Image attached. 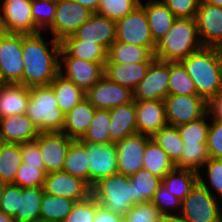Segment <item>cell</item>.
Returning a JSON list of instances; mask_svg holds the SVG:
<instances>
[{
	"label": "cell",
	"instance_id": "6da1fadb",
	"mask_svg": "<svg viewBox=\"0 0 222 222\" xmlns=\"http://www.w3.org/2000/svg\"><path fill=\"white\" fill-rule=\"evenodd\" d=\"M45 36L43 32L22 34V85L28 88L50 85L59 74L61 43Z\"/></svg>",
	"mask_w": 222,
	"mask_h": 222
},
{
	"label": "cell",
	"instance_id": "7a4b0ae2",
	"mask_svg": "<svg viewBox=\"0 0 222 222\" xmlns=\"http://www.w3.org/2000/svg\"><path fill=\"white\" fill-rule=\"evenodd\" d=\"M207 103L222 91V49L202 47L181 61Z\"/></svg>",
	"mask_w": 222,
	"mask_h": 222
},
{
	"label": "cell",
	"instance_id": "3957f363",
	"mask_svg": "<svg viewBox=\"0 0 222 222\" xmlns=\"http://www.w3.org/2000/svg\"><path fill=\"white\" fill-rule=\"evenodd\" d=\"M202 47L195 18H176L156 44L154 56L160 61L181 62Z\"/></svg>",
	"mask_w": 222,
	"mask_h": 222
},
{
	"label": "cell",
	"instance_id": "277c9868",
	"mask_svg": "<svg viewBox=\"0 0 222 222\" xmlns=\"http://www.w3.org/2000/svg\"><path fill=\"white\" fill-rule=\"evenodd\" d=\"M27 116L39 132H62L65 114L59 109L58 101L50 85L30 88Z\"/></svg>",
	"mask_w": 222,
	"mask_h": 222
},
{
	"label": "cell",
	"instance_id": "5b68a950",
	"mask_svg": "<svg viewBox=\"0 0 222 222\" xmlns=\"http://www.w3.org/2000/svg\"><path fill=\"white\" fill-rule=\"evenodd\" d=\"M91 195L104 209L123 217L136 204L133 201V181L121 173L99 179L91 187Z\"/></svg>",
	"mask_w": 222,
	"mask_h": 222
},
{
	"label": "cell",
	"instance_id": "8992f818",
	"mask_svg": "<svg viewBox=\"0 0 222 222\" xmlns=\"http://www.w3.org/2000/svg\"><path fill=\"white\" fill-rule=\"evenodd\" d=\"M221 203L198 182L181 202L178 215L186 222H222Z\"/></svg>",
	"mask_w": 222,
	"mask_h": 222
},
{
	"label": "cell",
	"instance_id": "52a82bcc",
	"mask_svg": "<svg viewBox=\"0 0 222 222\" xmlns=\"http://www.w3.org/2000/svg\"><path fill=\"white\" fill-rule=\"evenodd\" d=\"M92 11L73 0H59L56 2V13L52 25L44 32L56 41L62 42L72 36L76 30L87 21Z\"/></svg>",
	"mask_w": 222,
	"mask_h": 222
},
{
	"label": "cell",
	"instance_id": "ba28073f",
	"mask_svg": "<svg viewBox=\"0 0 222 222\" xmlns=\"http://www.w3.org/2000/svg\"><path fill=\"white\" fill-rule=\"evenodd\" d=\"M59 74L86 93L104 76V66L99 62L85 61L70 56L61 47Z\"/></svg>",
	"mask_w": 222,
	"mask_h": 222
},
{
	"label": "cell",
	"instance_id": "9c48e42d",
	"mask_svg": "<svg viewBox=\"0 0 222 222\" xmlns=\"http://www.w3.org/2000/svg\"><path fill=\"white\" fill-rule=\"evenodd\" d=\"M115 41L141 47H156L145 10L141 5L116 21Z\"/></svg>",
	"mask_w": 222,
	"mask_h": 222
},
{
	"label": "cell",
	"instance_id": "30bf717a",
	"mask_svg": "<svg viewBox=\"0 0 222 222\" xmlns=\"http://www.w3.org/2000/svg\"><path fill=\"white\" fill-rule=\"evenodd\" d=\"M164 102L169 126L187 124L208 112V103L198 95H167Z\"/></svg>",
	"mask_w": 222,
	"mask_h": 222
},
{
	"label": "cell",
	"instance_id": "8fae6325",
	"mask_svg": "<svg viewBox=\"0 0 222 222\" xmlns=\"http://www.w3.org/2000/svg\"><path fill=\"white\" fill-rule=\"evenodd\" d=\"M32 0H0V18L3 32L37 34L31 13Z\"/></svg>",
	"mask_w": 222,
	"mask_h": 222
},
{
	"label": "cell",
	"instance_id": "7c38bea8",
	"mask_svg": "<svg viewBox=\"0 0 222 222\" xmlns=\"http://www.w3.org/2000/svg\"><path fill=\"white\" fill-rule=\"evenodd\" d=\"M24 70L22 34L3 33L0 36V71L6 84H22Z\"/></svg>",
	"mask_w": 222,
	"mask_h": 222
},
{
	"label": "cell",
	"instance_id": "4fadbf2b",
	"mask_svg": "<svg viewBox=\"0 0 222 222\" xmlns=\"http://www.w3.org/2000/svg\"><path fill=\"white\" fill-rule=\"evenodd\" d=\"M170 62L155 59L145 78L133 90L134 100H164L168 95Z\"/></svg>",
	"mask_w": 222,
	"mask_h": 222
},
{
	"label": "cell",
	"instance_id": "5bb4252c",
	"mask_svg": "<svg viewBox=\"0 0 222 222\" xmlns=\"http://www.w3.org/2000/svg\"><path fill=\"white\" fill-rule=\"evenodd\" d=\"M86 147L89 163V186L99 179L118 173L115 143L81 142Z\"/></svg>",
	"mask_w": 222,
	"mask_h": 222
},
{
	"label": "cell",
	"instance_id": "9a60e30c",
	"mask_svg": "<svg viewBox=\"0 0 222 222\" xmlns=\"http://www.w3.org/2000/svg\"><path fill=\"white\" fill-rule=\"evenodd\" d=\"M85 98L99 110H110L134 101L131 89L110 81L105 75L86 92Z\"/></svg>",
	"mask_w": 222,
	"mask_h": 222
},
{
	"label": "cell",
	"instance_id": "2e32d148",
	"mask_svg": "<svg viewBox=\"0 0 222 222\" xmlns=\"http://www.w3.org/2000/svg\"><path fill=\"white\" fill-rule=\"evenodd\" d=\"M115 38L116 21L96 12L72 36L64 40H81L89 43H97L108 51Z\"/></svg>",
	"mask_w": 222,
	"mask_h": 222
},
{
	"label": "cell",
	"instance_id": "e0dca14e",
	"mask_svg": "<svg viewBox=\"0 0 222 222\" xmlns=\"http://www.w3.org/2000/svg\"><path fill=\"white\" fill-rule=\"evenodd\" d=\"M195 20L202 46L222 49V7L201 0Z\"/></svg>",
	"mask_w": 222,
	"mask_h": 222
},
{
	"label": "cell",
	"instance_id": "ac0fdd59",
	"mask_svg": "<svg viewBox=\"0 0 222 222\" xmlns=\"http://www.w3.org/2000/svg\"><path fill=\"white\" fill-rule=\"evenodd\" d=\"M43 188L48 195L66 197L76 202L91 195V187L85 181L64 171L47 173Z\"/></svg>",
	"mask_w": 222,
	"mask_h": 222
},
{
	"label": "cell",
	"instance_id": "d6986e66",
	"mask_svg": "<svg viewBox=\"0 0 222 222\" xmlns=\"http://www.w3.org/2000/svg\"><path fill=\"white\" fill-rule=\"evenodd\" d=\"M150 138L147 135L136 133L115 143L118 173L131 177L143 169L144 149Z\"/></svg>",
	"mask_w": 222,
	"mask_h": 222
},
{
	"label": "cell",
	"instance_id": "ffe728a7",
	"mask_svg": "<svg viewBox=\"0 0 222 222\" xmlns=\"http://www.w3.org/2000/svg\"><path fill=\"white\" fill-rule=\"evenodd\" d=\"M35 140L42 153L46 173L62 171L68 148L74 140L63 132H40Z\"/></svg>",
	"mask_w": 222,
	"mask_h": 222
},
{
	"label": "cell",
	"instance_id": "44dd1931",
	"mask_svg": "<svg viewBox=\"0 0 222 222\" xmlns=\"http://www.w3.org/2000/svg\"><path fill=\"white\" fill-rule=\"evenodd\" d=\"M137 133L152 137L168 125L164 100H135Z\"/></svg>",
	"mask_w": 222,
	"mask_h": 222
},
{
	"label": "cell",
	"instance_id": "7402d4cb",
	"mask_svg": "<svg viewBox=\"0 0 222 222\" xmlns=\"http://www.w3.org/2000/svg\"><path fill=\"white\" fill-rule=\"evenodd\" d=\"M39 133L26 113L0 118L1 143L21 144L34 141Z\"/></svg>",
	"mask_w": 222,
	"mask_h": 222
},
{
	"label": "cell",
	"instance_id": "603a6c76",
	"mask_svg": "<svg viewBox=\"0 0 222 222\" xmlns=\"http://www.w3.org/2000/svg\"><path fill=\"white\" fill-rule=\"evenodd\" d=\"M152 62L117 63L105 62L104 75L113 82L132 91L145 78Z\"/></svg>",
	"mask_w": 222,
	"mask_h": 222
},
{
	"label": "cell",
	"instance_id": "cb8c5ba5",
	"mask_svg": "<svg viewBox=\"0 0 222 222\" xmlns=\"http://www.w3.org/2000/svg\"><path fill=\"white\" fill-rule=\"evenodd\" d=\"M140 5L145 10L152 38L157 44L170 30L177 17L162 0H140Z\"/></svg>",
	"mask_w": 222,
	"mask_h": 222
},
{
	"label": "cell",
	"instance_id": "d4e9b609",
	"mask_svg": "<svg viewBox=\"0 0 222 222\" xmlns=\"http://www.w3.org/2000/svg\"><path fill=\"white\" fill-rule=\"evenodd\" d=\"M110 112V137L113 143L137 133L135 100L115 106Z\"/></svg>",
	"mask_w": 222,
	"mask_h": 222
},
{
	"label": "cell",
	"instance_id": "484cf974",
	"mask_svg": "<svg viewBox=\"0 0 222 222\" xmlns=\"http://www.w3.org/2000/svg\"><path fill=\"white\" fill-rule=\"evenodd\" d=\"M95 111L96 108L84 98L65 114L62 132L72 140H81L91 124Z\"/></svg>",
	"mask_w": 222,
	"mask_h": 222
},
{
	"label": "cell",
	"instance_id": "4316f807",
	"mask_svg": "<svg viewBox=\"0 0 222 222\" xmlns=\"http://www.w3.org/2000/svg\"><path fill=\"white\" fill-rule=\"evenodd\" d=\"M30 100V88L22 84H6L0 87V118L26 113Z\"/></svg>",
	"mask_w": 222,
	"mask_h": 222
},
{
	"label": "cell",
	"instance_id": "83f0119b",
	"mask_svg": "<svg viewBox=\"0 0 222 222\" xmlns=\"http://www.w3.org/2000/svg\"><path fill=\"white\" fill-rule=\"evenodd\" d=\"M155 47H141L114 41L108 51L106 62L117 63H136V62H153Z\"/></svg>",
	"mask_w": 222,
	"mask_h": 222
},
{
	"label": "cell",
	"instance_id": "f1b7e54d",
	"mask_svg": "<svg viewBox=\"0 0 222 222\" xmlns=\"http://www.w3.org/2000/svg\"><path fill=\"white\" fill-rule=\"evenodd\" d=\"M44 193L43 187H20L19 209L13 217L14 222H38Z\"/></svg>",
	"mask_w": 222,
	"mask_h": 222
},
{
	"label": "cell",
	"instance_id": "f546056e",
	"mask_svg": "<svg viewBox=\"0 0 222 222\" xmlns=\"http://www.w3.org/2000/svg\"><path fill=\"white\" fill-rule=\"evenodd\" d=\"M56 95L59 109L67 114L85 98V92L70 80L58 74L50 83Z\"/></svg>",
	"mask_w": 222,
	"mask_h": 222
},
{
	"label": "cell",
	"instance_id": "4dcf8cb0",
	"mask_svg": "<svg viewBox=\"0 0 222 222\" xmlns=\"http://www.w3.org/2000/svg\"><path fill=\"white\" fill-rule=\"evenodd\" d=\"M198 177L195 171L174 168L162 178V184L182 202L198 183Z\"/></svg>",
	"mask_w": 222,
	"mask_h": 222
},
{
	"label": "cell",
	"instance_id": "1f68e13d",
	"mask_svg": "<svg viewBox=\"0 0 222 222\" xmlns=\"http://www.w3.org/2000/svg\"><path fill=\"white\" fill-rule=\"evenodd\" d=\"M175 168L174 163L168 158L167 153L150 138L145 145L143 156V169L163 178Z\"/></svg>",
	"mask_w": 222,
	"mask_h": 222
},
{
	"label": "cell",
	"instance_id": "d6a6232c",
	"mask_svg": "<svg viewBox=\"0 0 222 222\" xmlns=\"http://www.w3.org/2000/svg\"><path fill=\"white\" fill-rule=\"evenodd\" d=\"M88 160L86 147L79 140H74L68 148L62 171L81 178L89 185Z\"/></svg>",
	"mask_w": 222,
	"mask_h": 222
},
{
	"label": "cell",
	"instance_id": "836d02e7",
	"mask_svg": "<svg viewBox=\"0 0 222 222\" xmlns=\"http://www.w3.org/2000/svg\"><path fill=\"white\" fill-rule=\"evenodd\" d=\"M75 203L76 201L66 197L44 193L40 206V220L63 222L71 213Z\"/></svg>",
	"mask_w": 222,
	"mask_h": 222
},
{
	"label": "cell",
	"instance_id": "e575fe53",
	"mask_svg": "<svg viewBox=\"0 0 222 222\" xmlns=\"http://www.w3.org/2000/svg\"><path fill=\"white\" fill-rule=\"evenodd\" d=\"M130 180L133 181V201L136 204L151 201L162 184V178L146 169L134 173Z\"/></svg>",
	"mask_w": 222,
	"mask_h": 222
},
{
	"label": "cell",
	"instance_id": "d590c367",
	"mask_svg": "<svg viewBox=\"0 0 222 222\" xmlns=\"http://www.w3.org/2000/svg\"><path fill=\"white\" fill-rule=\"evenodd\" d=\"M21 164V144L0 142V180L13 183Z\"/></svg>",
	"mask_w": 222,
	"mask_h": 222
},
{
	"label": "cell",
	"instance_id": "8d00e7d4",
	"mask_svg": "<svg viewBox=\"0 0 222 222\" xmlns=\"http://www.w3.org/2000/svg\"><path fill=\"white\" fill-rule=\"evenodd\" d=\"M61 47L73 57L85 61L99 62L103 66L107 60V51L97 43H89L81 40H63Z\"/></svg>",
	"mask_w": 222,
	"mask_h": 222
},
{
	"label": "cell",
	"instance_id": "74e56055",
	"mask_svg": "<svg viewBox=\"0 0 222 222\" xmlns=\"http://www.w3.org/2000/svg\"><path fill=\"white\" fill-rule=\"evenodd\" d=\"M198 176H199L198 182L203 187H205L214 197H216L219 201H221L222 200V159L209 158L205 162L202 169L199 171Z\"/></svg>",
	"mask_w": 222,
	"mask_h": 222
},
{
	"label": "cell",
	"instance_id": "f35d334b",
	"mask_svg": "<svg viewBox=\"0 0 222 222\" xmlns=\"http://www.w3.org/2000/svg\"><path fill=\"white\" fill-rule=\"evenodd\" d=\"M109 110L96 109L91 124L80 142L111 144Z\"/></svg>",
	"mask_w": 222,
	"mask_h": 222
},
{
	"label": "cell",
	"instance_id": "ab89813d",
	"mask_svg": "<svg viewBox=\"0 0 222 222\" xmlns=\"http://www.w3.org/2000/svg\"><path fill=\"white\" fill-rule=\"evenodd\" d=\"M175 164L179 159L184 146L177 127L167 125L151 137Z\"/></svg>",
	"mask_w": 222,
	"mask_h": 222
},
{
	"label": "cell",
	"instance_id": "60d3db41",
	"mask_svg": "<svg viewBox=\"0 0 222 222\" xmlns=\"http://www.w3.org/2000/svg\"><path fill=\"white\" fill-rule=\"evenodd\" d=\"M168 95H197L194 82L181 62H170Z\"/></svg>",
	"mask_w": 222,
	"mask_h": 222
},
{
	"label": "cell",
	"instance_id": "b9f144b4",
	"mask_svg": "<svg viewBox=\"0 0 222 222\" xmlns=\"http://www.w3.org/2000/svg\"><path fill=\"white\" fill-rule=\"evenodd\" d=\"M210 115L207 112L198 120L177 127L184 145L207 144Z\"/></svg>",
	"mask_w": 222,
	"mask_h": 222
},
{
	"label": "cell",
	"instance_id": "7bdbcfd3",
	"mask_svg": "<svg viewBox=\"0 0 222 222\" xmlns=\"http://www.w3.org/2000/svg\"><path fill=\"white\" fill-rule=\"evenodd\" d=\"M209 158L207 144L184 145L180 159L174 166L176 169L192 170L199 173Z\"/></svg>",
	"mask_w": 222,
	"mask_h": 222
},
{
	"label": "cell",
	"instance_id": "ee69618b",
	"mask_svg": "<svg viewBox=\"0 0 222 222\" xmlns=\"http://www.w3.org/2000/svg\"><path fill=\"white\" fill-rule=\"evenodd\" d=\"M31 13L37 29L40 32H45L55 18L56 1L32 0Z\"/></svg>",
	"mask_w": 222,
	"mask_h": 222
},
{
	"label": "cell",
	"instance_id": "f6af8a7d",
	"mask_svg": "<svg viewBox=\"0 0 222 222\" xmlns=\"http://www.w3.org/2000/svg\"><path fill=\"white\" fill-rule=\"evenodd\" d=\"M46 174L45 166H29L26 163H22L12 184L21 188L43 187Z\"/></svg>",
	"mask_w": 222,
	"mask_h": 222
},
{
	"label": "cell",
	"instance_id": "bcb514c9",
	"mask_svg": "<svg viewBox=\"0 0 222 222\" xmlns=\"http://www.w3.org/2000/svg\"><path fill=\"white\" fill-rule=\"evenodd\" d=\"M140 0H100L97 13L117 21L132 12Z\"/></svg>",
	"mask_w": 222,
	"mask_h": 222
},
{
	"label": "cell",
	"instance_id": "7dc6e473",
	"mask_svg": "<svg viewBox=\"0 0 222 222\" xmlns=\"http://www.w3.org/2000/svg\"><path fill=\"white\" fill-rule=\"evenodd\" d=\"M162 216L178 215L181 210V201L171 194L166 187L161 184L151 200Z\"/></svg>",
	"mask_w": 222,
	"mask_h": 222
},
{
	"label": "cell",
	"instance_id": "c3c4849f",
	"mask_svg": "<svg viewBox=\"0 0 222 222\" xmlns=\"http://www.w3.org/2000/svg\"><path fill=\"white\" fill-rule=\"evenodd\" d=\"M100 205L92 195L74 204L71 213L63 222H93Z\"/></svg>",
	"mask_w": 222,
	"mask_h": 222
},
{
	"label": "cell",
	"instance_id": "681fc988",
	"mask_svg": "<svg viewBox=\"0 0 222 222\" xmlns=\"http://www.w3.org/2000/svg\"><path fill=\"white\" fill-rule=\"evenodd\" d=\"M159 210L152 201L134 204L124 216V222H159Z\"/></svg>",
	"mask_w": 222,
	"mask_h": 222
},
{
	"label": "cell",
	"instance_id": "f907efd6",
	"mask_svg": "<svg viewBox=\"0 0 222 222\" xmlns=\"http://www.w3.org/2000/svg\"><path fill=\"white\" fill-rule=\"evenodd\" d=\"M207 149L210 158L222 159V120L210 118Z\"/></svg>",
	"mask_w": 222,
	"mask_h": 222
},
{
	"label": "cell",
	"instance_id": "816d5d0a",
	"mask_svg": "<svg viewBox=\"0 0 222 222\" xmlns=\"http://www.w3.org/2000/svg\"><path fill=\"white\" fill-rule=\"evenodd\" d=\"M20 203V186L14 185L12 183L6 184L0 203V211L5 214L14 217L17 210L19 209Z\"/></svg>",
	"mask_w": 222,
	"mask_h": 222
},
{
	"label": "cell",
	"instance_id": "f5cc1de1",
	"mask_svg": "<svg viewBox=\"0 0 222 222\" xmlns=\"http://www.w3.org/2000/svg\"><path fill=\"white\" fill-rule=\"evenodd\" d=\"M177 18H195L201 0H162Z\"/></svg>",
	"mask_w": 222,
	"mask_h": 222
},
{
	"label": "cell",
	"instance_id": "db71d44e",
	"mask_svg": "<svg viewBox=\"0 0 222 222\" xmlns=\"http://www.w3.org/2000/svg\"><path fill=\"white\" fill-rule=\"evenodd\" d=\"M22 163L29 166H45L42 153L36 140L21 143Z\"/></svg>",
	"mask_w": 222,
	"mask_h": 222
},
{
	"label": "cell",
	"instance_id": "11a10c76",
	"mask_svg": "<svg viewBox=\"0 0 222 222\" xmlns=\"http://www.w3.org/2000/svg\"><path fill=\"white\" fill-rule=\"evenodd\" d=\"M93 222H124V217L99 206Z\"/></svg>",
	"mask_w": 222,
	"mask_h": 222
},
{
	"label": "cell",
	"instance_id": "9f6ffc18",
	"mask_svg": "<svg viewBox=\"0 0 222 222\" xmlns=\"http://www.w3.org/2000/svg\"><path fill=\"white\" fill-rule=\"evenodd\" d=\"M207 109L210 118L222 120V91L208 102Z\"/></svg>",
	"mask_w": 222,
	"mask_h": 222
},
{
	"label": "cell",
	"instance_id": "6f0895ef",
	"mask_svg": "<svg viewBox=\"0 0 222 222\" xmlns=\"http://www.w3.org/2000/svg\"><path fill=\"white\" fill-rule=\"evenodd\" d=\"M73 1L79 3L80 5L84 6L93 13H96L98 11V7L100 4V0H73Z\"/></svg>",
	"mask_w": 222,
	"mask_h": 222
},
{
	"label": "cell",
	"instance_id": "680465c9",
	"mask_svg": "<svg viewBox=\"0 0 222 222\" xmlns=\"http://www.w3.org/2000/svg\"><path fill=\"white\" fill-rule=\"evenodd\" d=\"M159 222H186V221L179 215H168V216H161Z\"/></svg>",
	"mask_w": 222,
	"mask_h": 222
},
{
	"label": "cell",
	"instance_id": "91938a15",
	"mask_svg": "<svg viewBox=\"0 0 222 222\" xmlns=\"http://www.w3.org/2000/svg\"><path fill=\"white\" fill-rule=\"evenodd\" d=\"M0 222H14V218L0 211Z\"/></svg>",
	"mask_w": 222,
	"mask_h": 222
},
{
	"label": "cell",
	"instance_id": "94428289",
	"mask_svg": "<svg viewBox=\"0 0 222 222\" xmlns=\"http://www.w3.org/2000/svg\"><path fill=\"white\" fill-rule=\"evenodd\" d=\"M202 1L209 5L222 7V0H202Z\"/></svg>",
	"mask_w": 222,
	"mask_h": 222
},
{
	"label": "cell",
	"instance_id": "6125c7cd",
	"mask_svg": "<svg viewBox=\"0 0 222 222\" xmlns=\"http://www.w3.org/2000/svg\"><path fill=\"white\" fill-rule=\"evenodd\" d=\"M6 183L3 182L2 180H0V203H1V197H2V193H3V189L5 187Z\"/></svg>",
	"mask_w": 222,
	"mask_h": 222
},
{
	"label": "cell",
	"instance_id": "be15d7a7",
	"mask_svg": "<svg viewBox=\"0 0 222 222\" xmlns=\"http://www.w3.org/2000/svg\"><path fill=\"white\" fill-rule=\"evenodd\" d=\"M4 85H6V83H5L4 79H3L1 71H0V87L4 86Z\"/></svg>",
	"mask_w": 222,
	"mask_h": 222
},
{
	"label": "cell",
	"instance_id": "e7e4bbea",
	"mask_svg": "<svg viewBox=\"0 0 222 222\" xmlns=\"http://www.w3.org/2000/svg\"><path fill=\"white\" fill-rule=\"evenodd\" d=\"M3 28H2V23H1V18H0V36L3 34Z\"/></svg>",
	"mask_w": 222,
	"mask_h": 222
},
{
	"label": "cell",
	"instance_id": "03108f58",
	"mask_svg": "<svg viewBox=\"0 0 222 222\" xmlns=\"http://www.w3.org/2000/svg\"><path fill=\"white\" fill-rule=\"evenodd\" d=\"M38 222H52V221H43V220H39Z\"/></svg>",
	"mask_w": 222,
	"mask_h": 222
}]
</instances>
